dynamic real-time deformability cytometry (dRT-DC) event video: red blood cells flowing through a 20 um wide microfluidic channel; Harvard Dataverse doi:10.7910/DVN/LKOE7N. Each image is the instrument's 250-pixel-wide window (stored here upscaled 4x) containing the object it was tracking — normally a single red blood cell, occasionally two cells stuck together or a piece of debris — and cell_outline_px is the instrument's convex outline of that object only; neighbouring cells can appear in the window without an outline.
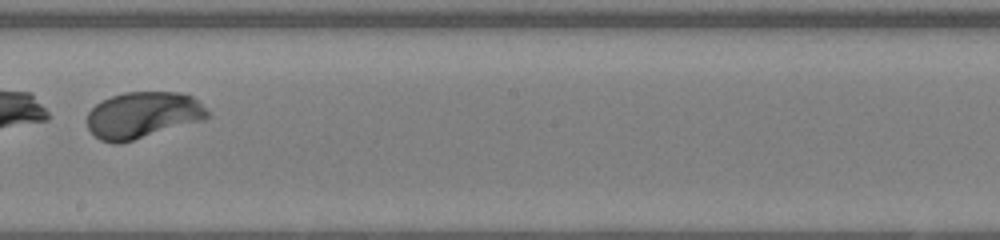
{"species": "human", "species_latin": "Homo sapiens", "temperature_condition": "warm", "stored_images_in_passage": 45, "segment_of_instrument_passage": [2, 2], "camera_frame_rate_fps": 3000, "um_per_image_px": 0.085, "donor": {"sex": "female"}, "frame": {"image": 1, "passage_image": 24, "time_ms": 7.667, "image_size_px": [1000, 240], "cell_outline_px": [[208, 116], [204, 120], [132, 140], [116, 144], [112, 144], [100, 140], [88, 128], [88, 112], [96, 104], [112, 96], [124, 92], [176, 92], [192, 96], [208, 112]], "centroid_in_image_um": [12.12, 9.78], "position_along_channel_um": 236.1, "area_um2": 32.14}}